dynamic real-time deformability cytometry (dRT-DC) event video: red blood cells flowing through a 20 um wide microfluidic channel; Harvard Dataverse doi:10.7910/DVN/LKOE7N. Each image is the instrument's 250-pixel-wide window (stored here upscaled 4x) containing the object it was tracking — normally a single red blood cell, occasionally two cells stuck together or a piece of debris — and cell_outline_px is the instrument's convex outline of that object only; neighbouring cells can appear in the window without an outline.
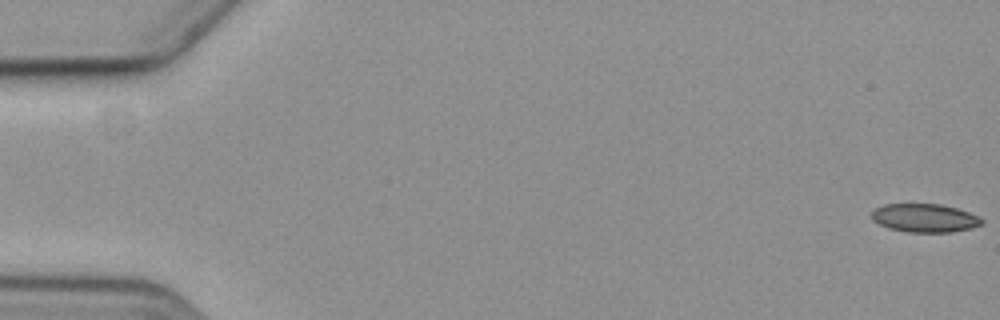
{"species": "common noctule bat (a hibernating species)", "species_latin": "Nyctalus noctula", "temperature_condition": "cold", "stored_images_in_passage": 5, "camera_frame_rate_fps": 3000, "um_per_image_px": 0.085, "animal": {"sex": "female", "body_mass_g": 19.3, "forearm_length_mm": 54.1}, "frame": {"image": 1, "passage_image": 1, "time_ms": 0.0, "image_size_px": [1000, 320], "cell_outline_px": [[984, 224], [972, 228], [952, 232], [908, 232], [888, 228], [872, 220], [872, 212], [876, 208], [884, 204], [940, 204], [956, 208], [980, 216], [984, 220]], "centroid_in_image_um": [78.64, 18.53], "position_along_channel_um": 6.4, "area_um2": 18.32}}
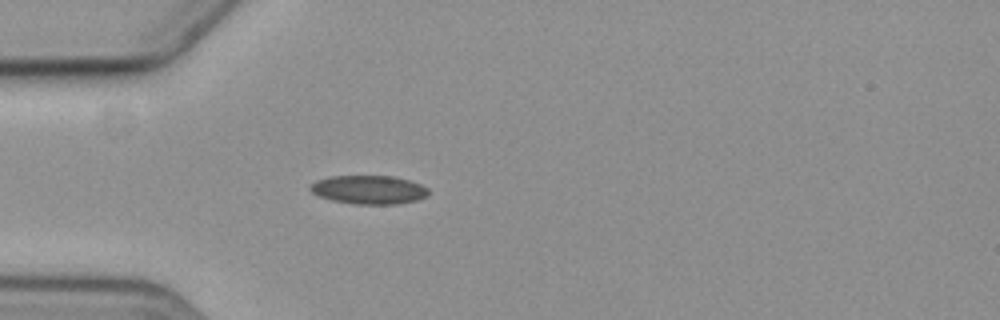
{"frame": {"image": 2, "passage_image": 5, "time_ms": 5.667, "image_size_px": [1000, 320], "cell_outline_px": [[428, 196], [416, 200], [400, 204], [352, 204], [332, 200], [320, 196], [312, 192], [308, 188], [316, 180], [328, 176], [392, 176], [408, 180], [420, 184], [428, 188]], "centroid_in_image_um": [31.35, 16.13], "position_along_channel_um": 53.7, "area_um2": 19.77}}